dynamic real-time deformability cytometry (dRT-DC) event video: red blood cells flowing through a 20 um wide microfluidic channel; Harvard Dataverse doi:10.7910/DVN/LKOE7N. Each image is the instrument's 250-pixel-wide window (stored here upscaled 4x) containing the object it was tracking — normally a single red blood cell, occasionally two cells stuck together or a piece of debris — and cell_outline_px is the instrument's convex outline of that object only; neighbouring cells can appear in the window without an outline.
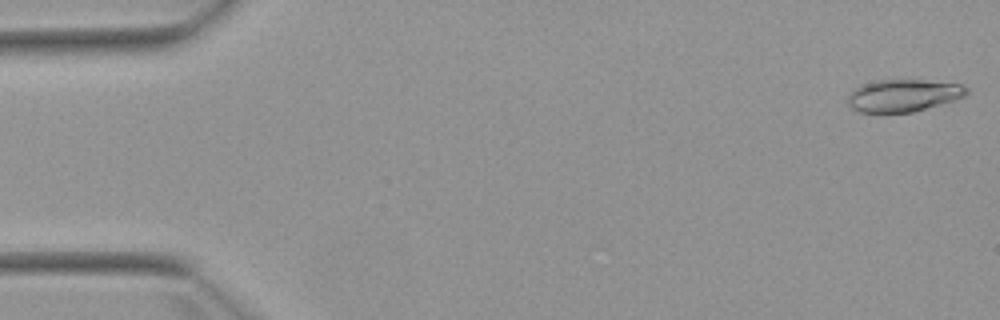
{"species": "Egyptian fruit bat (a non-hibernating species)", "species_latin": "Rousettus aegyptiacus", "temperature_condition": "warm", "stored_images_in_passage": 6, "camera_frame_rate_fps": 3000, "um_per_image_px": 0.085, "animal": {"sex": "female"}, "frame": {"image": 1, "passage_image": 1, "time_ms": 0.0, "image_size_px": [1000, 320], "cell_outline_px": [[968, 92], [964, 96], [956, 100], [912, 112], [860, 112], [852, 108], [848, 104], [848, 92], [860, 84], [876, 80], [920, 80], [964, 84], [968, 88]], "centroid_in_image_um": [76.77, 8.1], "position_along_channel_um": 8.2, "area_um2": 22.48}}
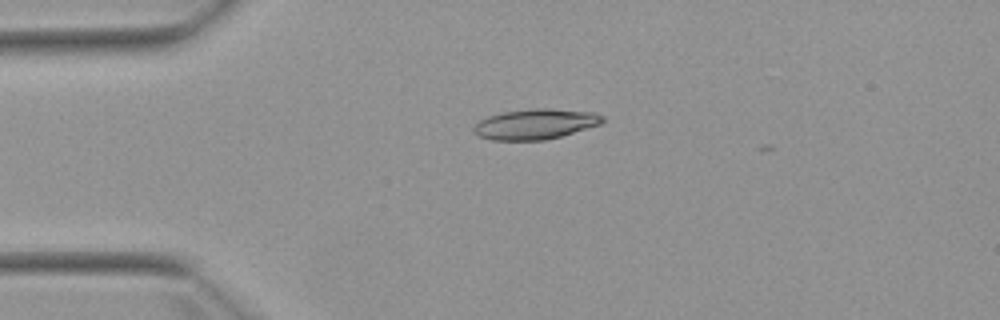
{"frame": {"image": 2, "passage_image": 4, "time_ms": 3.667, "image_size_px": [1000, 320], "cell_outline_px": [[604, 120], [600, 124], [560, 136], [544, 140], [492, 140], [480, 136], [472, 132], [472, 128], [480, 120], [488, 116], [504, 112], [532, 108], [548, 108], [592, 112], [604, 116]], "centroid_in_image_um": [45.48, 10.54], "position_along_channel_um": 39.5, "area_um2": 22.6}}
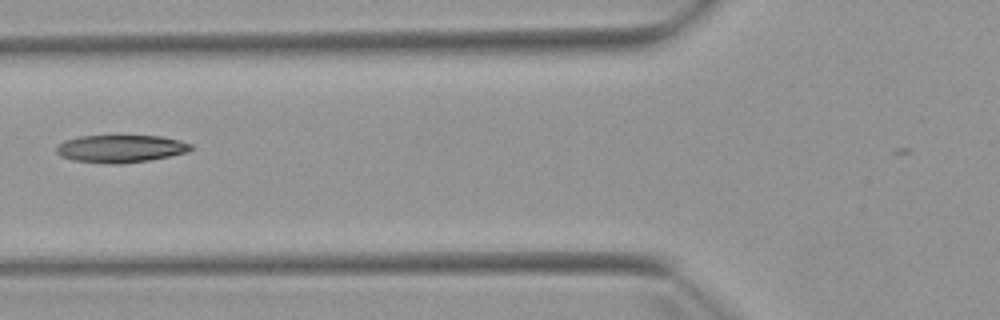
{"frame": {"image": 3, "passage_image": 6, "time_ms": 6.333, "image_size_px": [1000, 320], "cell_outline_px": [[192, 148], [188, 152], [148, 160], [120, 164], [104, 164], [72, 160], [60, 156], [56, 152], [56, 144], [64, 140], [80, 136], [160, 136], [180, 140], [192, 144]], "centroid_in_image_um": [10.21, 12.64], "position_along_channel_um": 115.6, "area_um2": 21.73}}